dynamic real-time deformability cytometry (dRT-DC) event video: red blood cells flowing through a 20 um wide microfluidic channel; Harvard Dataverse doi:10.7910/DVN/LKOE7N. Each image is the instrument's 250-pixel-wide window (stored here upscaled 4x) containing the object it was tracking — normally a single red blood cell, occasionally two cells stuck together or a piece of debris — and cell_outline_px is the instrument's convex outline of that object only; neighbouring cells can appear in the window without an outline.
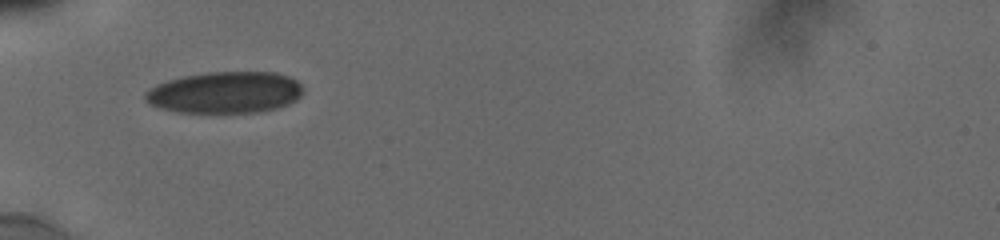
{"species": "human", "species_latin": "Homo sapiens", "temperature_condition": "cold", "stored_images_in_passage": 53, "camera_frame_rate_fps": 3000, "um_per_image_px": 0.085, "donor": {"sex": "male"}, "frame": {"image": 1, "passage_image": 1, "time_ms": 0.0, "image_size_px": [1000, 240], "cell_outline_px": [[304, 92], [296, 100], [288, 104], [276, 108], [256, 112], [176, 112], [152, 104], [144, 100], [144, 92], [148, 88], [156, 84], [168, 80], [184, 76], [208, 72], [276, 72], [288, 76], [296, 80], [304, 88]], "centroid_in_image_um": [19.14, 7.85], "position_along_channel_um": 65.9, "area_um2": 38.21}}
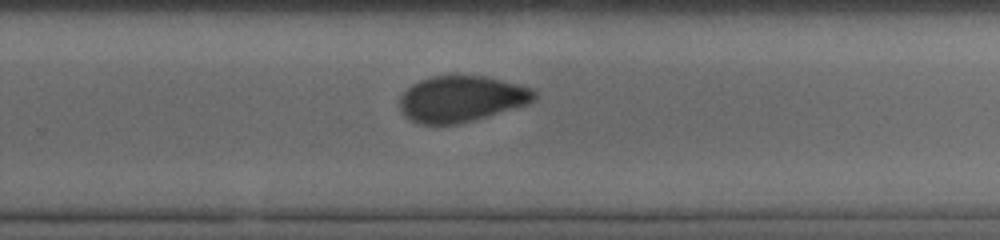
{"frame": {"image": 2, "passage_image": 27, "time_ms": 6.0, "image_size_px": [1000, 240], "cell_outline_px": [[536, 100], [528, 104], [472, 120], [456, 124], [420, 124], [408, 120], [404, 116], [400, 108], [400, 96], [412, 84], [420, 80], [432, 76], [484, 76], [536, 88]], "centroid_in_image_um": [39.23, 8.4], "position_along_channel_um": 290.6, "area_um2": 36.13}}
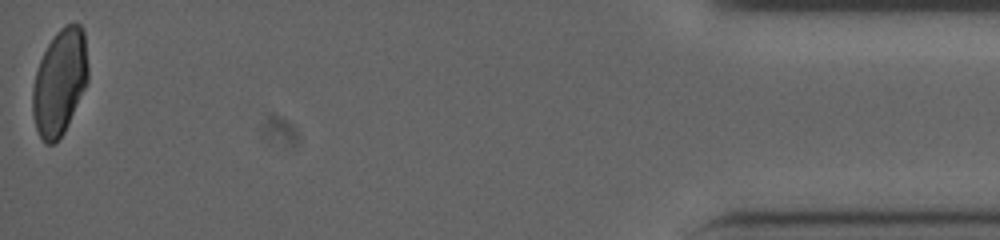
{"frame": {"image": 3, "passage_image": 53, "time_ms": 11.667, "image_size_px": [1000, 240], "cell_outline_px": [[88, 80], [68, 124], [64, 132], [52, 144], [44, 144], [36, 128], [32, 112], [32, 88], [36, 72], [40, 60], [48, 44], [56, 32], [64, 24], [80, 24], [84, 32], [88, 64]], "centroid_in_image_um": [5.07, 6.97], "position_along_channel_um": 430.1, "area_um2": 34.04}, "authors_computed_cell_mechanics": {"area_um2": 36.703, "velocity_mm_per_s": 3.8435, "shape_relaxation_time_tau1_ms": null, "shape_relaxation_time_tau2_ms": 2.5655, "deformation_change_tau1": null, "deformation_change_tau2": 0.0686}}